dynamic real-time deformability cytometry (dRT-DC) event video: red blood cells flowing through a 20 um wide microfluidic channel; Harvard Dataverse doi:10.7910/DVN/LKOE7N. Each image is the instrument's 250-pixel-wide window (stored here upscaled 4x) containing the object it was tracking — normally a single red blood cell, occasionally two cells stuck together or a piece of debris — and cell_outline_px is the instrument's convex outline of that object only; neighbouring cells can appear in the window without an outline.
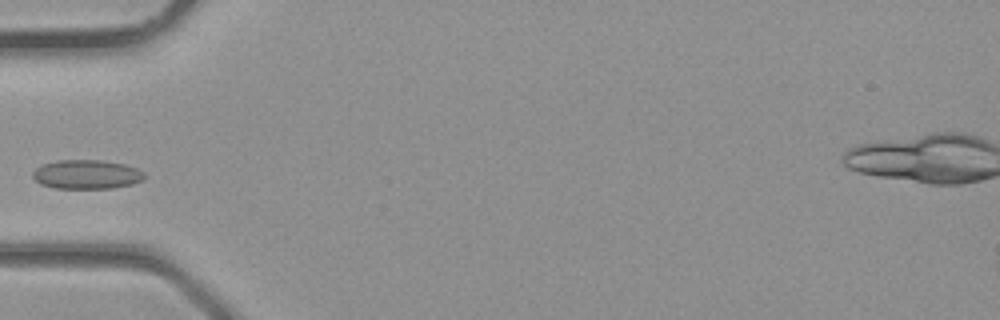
{"species": "common noctule bat (a hibernating species)", "species_latin": "Nyctalus noctula", "temperature_condition": "room temperature", "stored_images_in_passage": 2, "camera_frame_rate_fps": 3000, "um_per_image_px": 0.085, "animal": {"sex": "male", "body_mass_g": 23.1, "forearm_length_mm": 52.7}, "frame": {"image": 1, "passage_image": 2, "time_ms": 0.333, "image_size_px": [1000, 320], "cell_outline_px": [[144, 180], [132, 184], [112, 188], [52, 188], [40, 184], [32, 176], [32, 172], [36, 168], [44, 164], [56, 160], [104, 160], [124, 164], [136, 168], [144, 172]], "centroid_in_image_um": [7.36, 14.82], "position_along_channel_um": 77.6, "area_um2": 19.02}}